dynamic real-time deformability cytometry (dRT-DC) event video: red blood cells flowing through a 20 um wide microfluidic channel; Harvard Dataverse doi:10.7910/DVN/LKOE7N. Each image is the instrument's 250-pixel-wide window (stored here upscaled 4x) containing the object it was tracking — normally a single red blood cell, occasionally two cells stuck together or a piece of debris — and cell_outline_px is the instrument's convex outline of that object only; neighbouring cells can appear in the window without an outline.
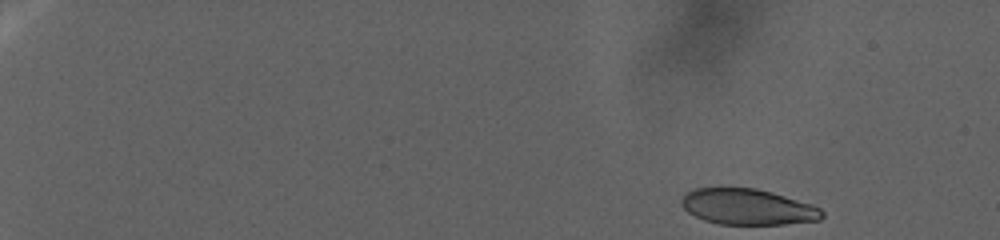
{"species": "human", "species_latin": "Homo sapiens", "temperature_condition": "warm", "stored_images_in_passage": 106, "camera_frame_rate_fps": 3000, "um_per_image_px": 0.085, "donor": {"sex": "female"}, "frame": {"image": 1, "passage_image": 1, "time_ms": 0.0, "image_size_px": [1000, 240], "cell_outline_px": [[824, 216], [820, 220], [784, 224], [720, 224], [704, 220], [688, 212], [680, 204], [680, 200], [688, 192], [696, 188], [756, 188], [772, 192], [812, 204], [820, 208], [824, 212]], "centroid_in_image_um": [63.58, 17.58], "position_along_channel_um": 21.4, "area_um2": 29.3}}
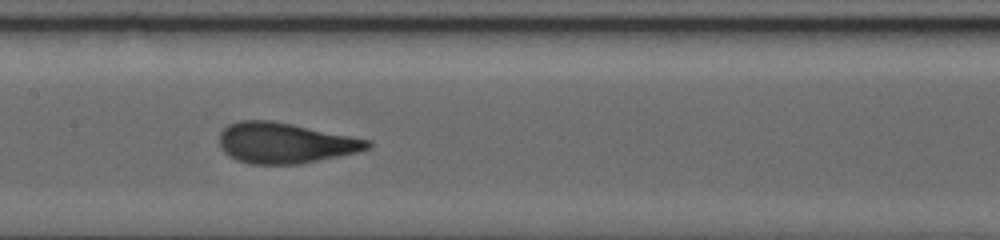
{"frame": {"image": 2, "passage_image": 56, "time_ms": 23.333, "image_size_px": [1000, 240], "cell_outline_px": [[372, 144], [368, 148], [360, 152], [300, 164], [252, 164], [236, 160], [228, 156], [220, 148], [220, 132], [228, 124], [240, 120], [272, 120], [372, 140]], "centroid_in_image_um": [24.23, 12.15], "position_along_channel_um": 183.2, "area_um2": 35.26}}
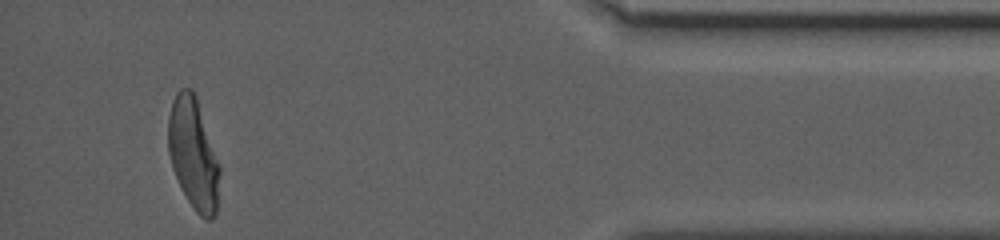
{"frame": {"image": 3, "passage_image": 100, "time_ms": 41.667, "image_size_px": [1000, 240], "cell_outline_px": [[220, 172], [216, 216], [212, 220], [204, 220], [196, 212], [188, 200], [172, 168], [168, 152], [168, 116], [172, 100], [176, 92], [180, 88], [192, 88], [196, 96], [220, 168]], "centroid_in_image_um": [16.42, 13.08], "position_along_channel_um": 418.8, "area_um2": 33.23}}